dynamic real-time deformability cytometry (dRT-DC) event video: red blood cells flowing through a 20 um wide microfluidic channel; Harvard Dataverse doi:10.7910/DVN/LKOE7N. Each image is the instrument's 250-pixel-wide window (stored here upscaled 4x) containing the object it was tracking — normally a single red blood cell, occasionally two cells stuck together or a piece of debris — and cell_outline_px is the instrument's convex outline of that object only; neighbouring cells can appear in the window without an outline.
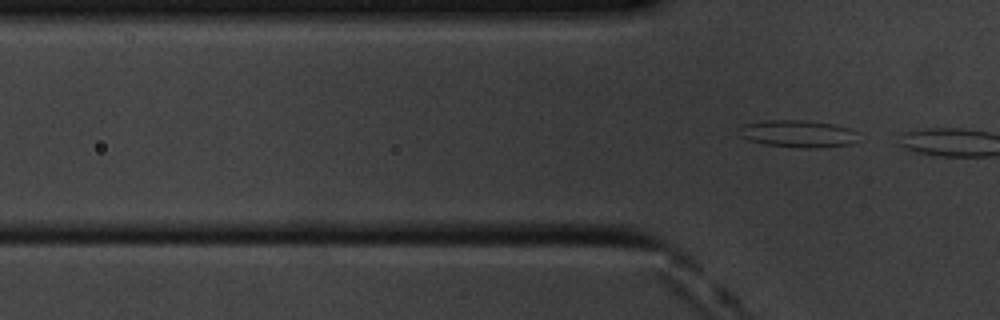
{"species": "common noctule bat (a hibernating species)", "species_latin": "Nyctalus noctula", "temperature_condition": "cold", "stored_images_in_passage": 2, "camera_frame_rate_fps": 3000, "um_per_image_px": 0.085, "animal": {"sex": "male", "body_mass_g": 20.1, "forearm_length_mm": 53.5}, "frame": {"image": 1, "passage_image": 2, "time_ms": 0.333, "image_size_px": [1000, 320], "cell_outline_px": [[860, 132], [856, 140], [852, 144], [816, 148], [800, 148], [764, 144], [748, 140], [736, 136], [736, 128], [744, 124], [768, 120], [800, 120], [832, 124], [848, 128]], "centroid_in_image_um": [67.76, 11.37], "position_along_channel_um": 58.0, "area_um2": 19.25}}